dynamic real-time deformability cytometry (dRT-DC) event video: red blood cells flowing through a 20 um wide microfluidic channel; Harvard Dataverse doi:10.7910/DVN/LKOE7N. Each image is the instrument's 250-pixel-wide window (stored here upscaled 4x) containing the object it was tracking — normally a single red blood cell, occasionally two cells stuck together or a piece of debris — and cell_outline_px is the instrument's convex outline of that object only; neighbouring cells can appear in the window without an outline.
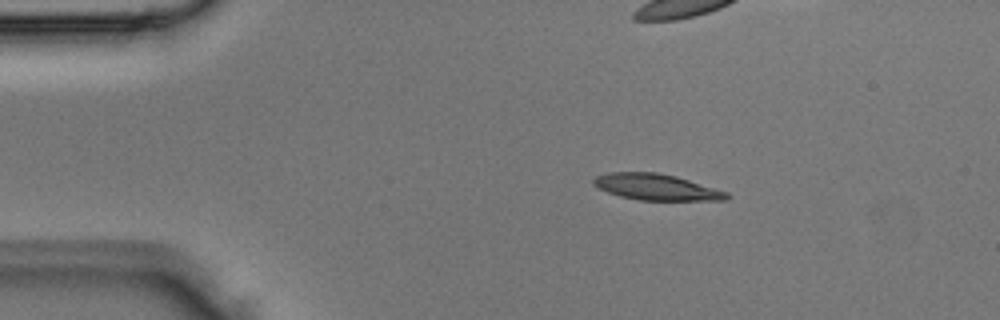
{"species": "Egyptian fruit bat (a non-hibernating species)", "species_latin": "Rousettus aegyptiacus", "temperature_condition": "room temperature", "stored_images_in_passage": 5, "camera_frame_rate_fps": 3000, "um_per_image_px": 0.085, "animal": {"sex": "male"}, "frame": {"image": 1, "passage_image": 1, "time_ms": 0.0, "image_size_px": [1000, 320], "cell_outline_px": [[732, 196], [728, 200], [636, 200], [620, 196], [608, 192], [592, 184], [592, 180], [596, 176], [608, 172], [656, 172], [676, 176], [728, 192]], "centroid_in_image_um": [55.8, 15.9], "position_along_channel_um": 29.2, "area_um2": 20.35}}
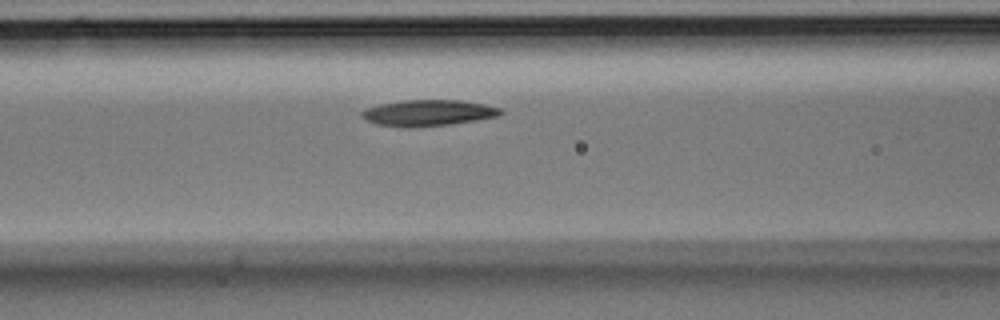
{"frame": {"image": 2, "passage_image": 5, "time_ms": 1.333, "image_size_px": [1000, 320], "cell_outline_px": [[504, 112], [500, 116], [452, 124], [412, 128], [400, 128], [376, 124], [360, 116], [360, 112], [364, 108], [380, 104], [404, 100], [460, 100], [484, 104], [500, 108]], "centroid_in_image_um": [36.37, 9.61], "position_along_channel_um": 130.2, "area_um2": 21.44}}